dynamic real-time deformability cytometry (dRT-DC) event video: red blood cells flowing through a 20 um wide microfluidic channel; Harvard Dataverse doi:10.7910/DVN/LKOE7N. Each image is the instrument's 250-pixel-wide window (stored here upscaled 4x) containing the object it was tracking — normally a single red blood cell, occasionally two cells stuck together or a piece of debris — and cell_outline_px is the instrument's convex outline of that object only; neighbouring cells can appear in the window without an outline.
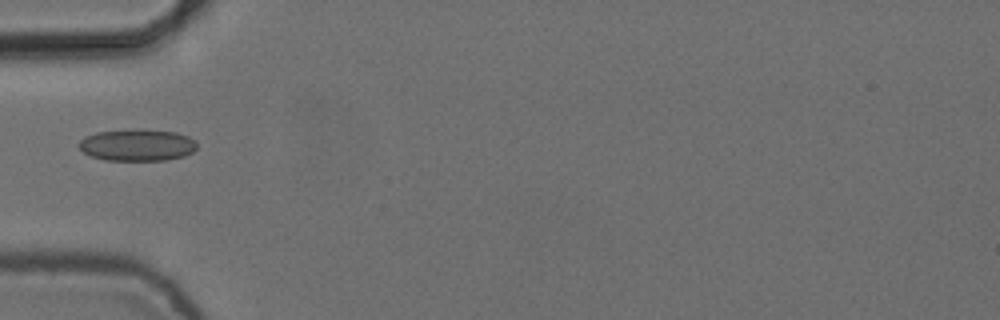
{"species": "common noctule bat (a hibernating species)", "species_latin": "Nyctalus noctula", "temperature_condition": "cold", "stored_images_in_passage": 2, "camera_frame_rate_fps": 3000, "um_per_image_px": 0.085, "animal": {"sex": "female", "body_mass_g": 24.6, "forearm_length_mm": 56.2}, "frame": {"image": 1, "passage_image": 1, "time_ms": 0.0, "image_size_px": [1000, 320], "cell_outline_px": [[196, 148], [192, 152], [184, 156], [164, 160], [104, 160], [92, 156], [84, 152], [76, 144], [80, 140], [96, 132], [136, 128], [176, 132], [188, 136], [196, 140]], "centroid_in_image_um": [11.67, 12.31], "position_along_channel_um": 73.3, "area_um2": 22.02}}
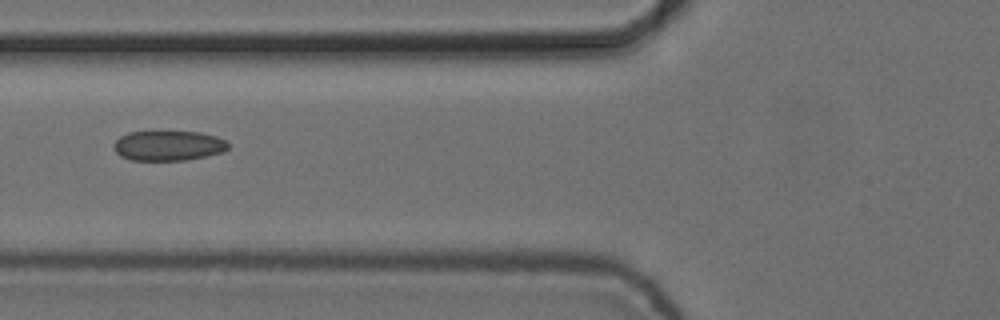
{"frame": {"image": 2, "passage_image": 2, "time_ms": 0.333, "image_size_px": [1000, 320], "cell_outline_px": [[228, 148], [224, 152], [208, 156], [188, 160], [132, 160], [120, 156], [112, 148], [112, 144], [120, 136], [128, 132], [200, 132], [216, 136], [224, 140], [228, 144]], "centroid_in_image_um": [14.29, 12.39], "position_along_channel_um": 111.5, "area_um2": 20.11}}